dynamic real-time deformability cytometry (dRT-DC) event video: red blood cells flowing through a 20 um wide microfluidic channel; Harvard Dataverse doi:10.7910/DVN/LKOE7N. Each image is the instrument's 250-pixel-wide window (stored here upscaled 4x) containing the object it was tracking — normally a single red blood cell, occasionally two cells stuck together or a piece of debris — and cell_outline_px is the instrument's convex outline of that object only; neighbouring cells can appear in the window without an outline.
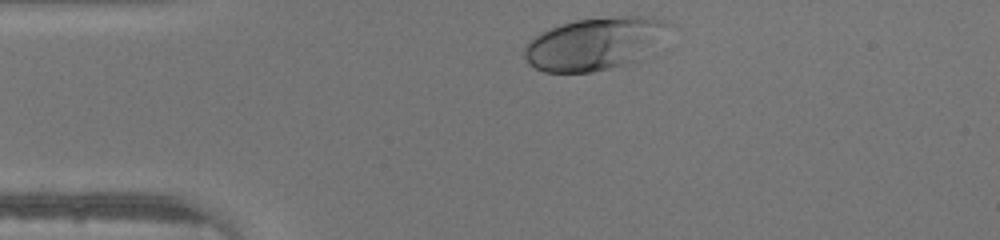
{"species": "human", "species_latin": "Homo sapiens", "temperature_condition": "warm", "stored_images_in_passage": 28, "camera_frame_rate_fps": 3000, "um_per_image_px": 0.085, "donor": {"sex": "male"}, "frame": {"image": 1, "passage_image": 1, "time_ms": 0.0, "image_size_px": [1000, 240], "cell_outline_px": [[668, 24], [636, 60], [624, 64], [592, 72], [544, 72], [528, 64], [524, 56], [524, 44], [528, 40], [540, 32], [576, 20], [624, 16], [644, 16], [668, 20]], "centroid_in_image_um": [50.35, 3.72], "position_along_channel_um": 34.6, "area_um2": 42.6}}
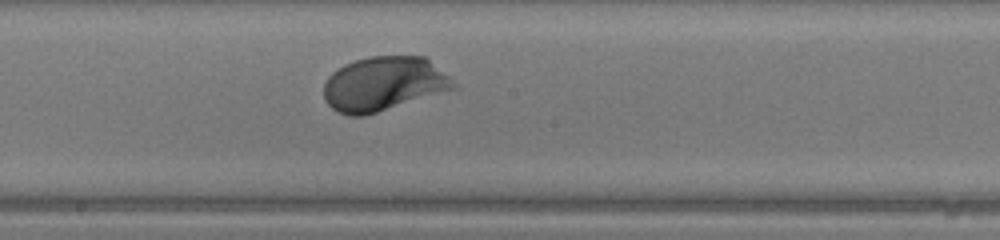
{"frame": {"image": 2, "passage_image": 16, "time_ms": 5.0, "image_size_px": [1000, 240], "cell_outline_px": [[460, 88], [364, 116], [348, 116], [332, 108], [324, 100], [324, 84], [328, 76], [332, 72], [344, 64], [368, 56], [424, 56], [448, 76]], "centroid_in_image_um": [32.62, 7.14], "position_along_channel_um": 215.6, "area_um2": 41.15}}
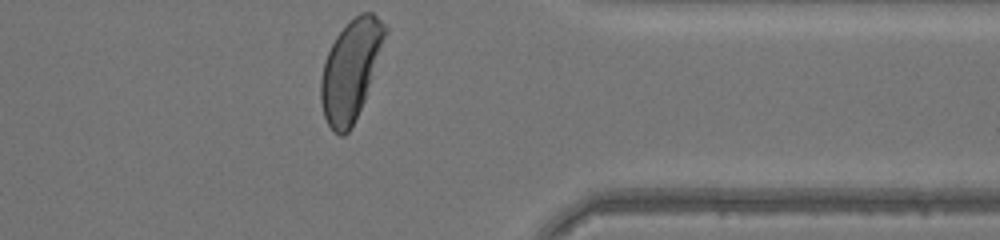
{"frame": {"image": 3, "passage_image": 28, "time_ms": 9.0, "image_size_px": [1000, 240], "cell_outline_px": [[388, 32], [364, 100], [348, 132], [344, 136], [340, 136], [332, 132], [324, 116], [320, 100], [320, 80], [324, 64], [328, 52], [336, 36], [360, 12], [372, 12], [388, 28]], "centroid_in_image_um": [29.8, 5.97], "position_along_channel_um": 381.6, "area_um2": 36.88}}